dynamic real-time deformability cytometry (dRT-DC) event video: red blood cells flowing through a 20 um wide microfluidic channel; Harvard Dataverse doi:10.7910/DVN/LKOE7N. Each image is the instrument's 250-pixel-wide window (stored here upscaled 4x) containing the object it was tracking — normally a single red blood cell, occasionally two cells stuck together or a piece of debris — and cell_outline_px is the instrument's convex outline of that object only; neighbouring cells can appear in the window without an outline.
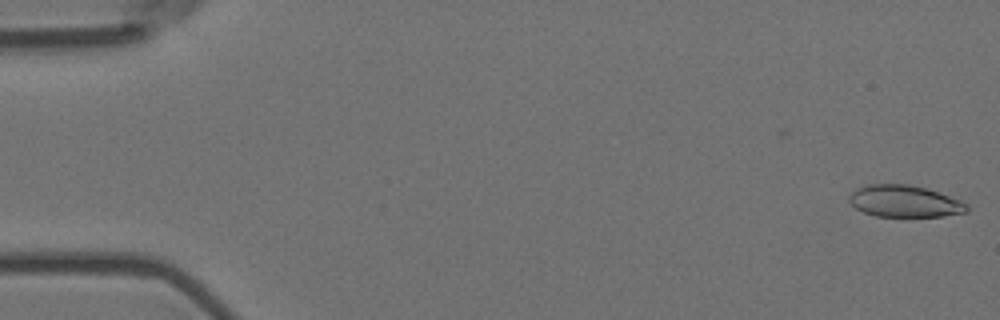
{"species": "Egyptian fruit bat (a non-hibernating species)", "species_latin": "Rousettus aegyptiacus", "temperature_condition": "room temperature", "stored_images_in_passage": 8, "camera_frame_rate_fps": 3000, "um_per_image_px": 0.085, "animal": {"sex": "female"}, "frame": {"image": 1, "passage_image": 1, "time_ms": 0.0, "image_size_px": [1000, 320], "cell_outline_px": [[968, 212], [944, 216], [876, 216], [864, 212], [856, 208], [848, 200], [848, 196], [856, 188], [868, 184], [908, 184], [924, 188], [960, 200], [968, 204]], "centroid_in_image_um": [76.87, 17.1], "position_along_channel_um": 8.1, "area_um2": 21.68}}
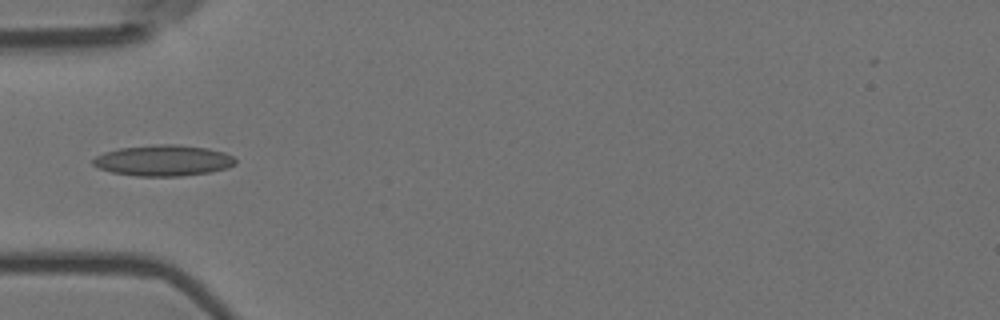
{"frame": {"image": 2, "passage_image": 5, "time_ms": 1.333, "image_size_px": [1000, 320], "cell_outline_px": [[236, 164], [228, 168], [212, 172], [180, 176], [136, 176], [112, 172], [100, 168], [92, 164], [92, 160], [96, 156], [104, 152], [120, 148], [160, 144], [180, 144], [208, 148], [224, 152], [232, 156], [236, 160]], "centroid_in_image_um": [13.92, 13.64], "position_along_channel_um": 71.1, "area_um2": 25.78}}
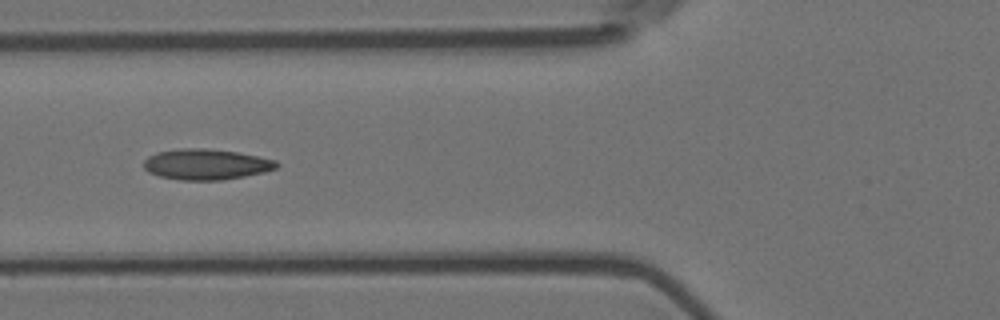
{"frame": {"image": 3, "passage_image": 6, "time_ms": 1.667, "image_size_px": [1000, 320], "cell_outline_px": [[280, 164], [276, 168], [264, 172], [244, 176], [220, 180], [180, 180], [160, 176], [148, 172], [144, 168], [144, 160], [148, 156], [156, 152], [180, 148], [204, 148], [240, 152], [276, 160]], "centroid_in_image_um": [17.52, 13.96], "position_along_channel_um": 108.3, "area_um2": 23.87}}